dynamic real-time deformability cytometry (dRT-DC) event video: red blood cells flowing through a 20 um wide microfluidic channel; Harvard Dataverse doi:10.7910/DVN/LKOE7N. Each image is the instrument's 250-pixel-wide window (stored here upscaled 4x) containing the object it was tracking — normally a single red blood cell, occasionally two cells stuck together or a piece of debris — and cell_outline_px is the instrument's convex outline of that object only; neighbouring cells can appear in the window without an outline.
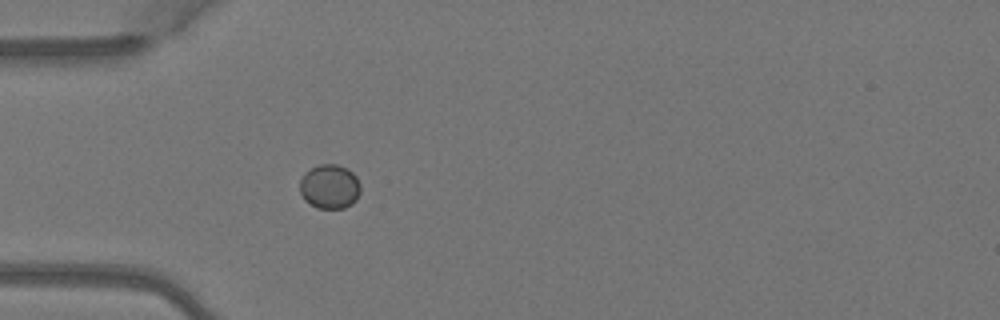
{"species": "Egyptian fruit bat (a non-hibernating species)", "species_latin": "Rousettus aegyptiacus", "temperature_condition": "warm", "stored_images_in_passage": 4, "camera_frame_rate_fps": 3000, "um_per_image_px": 0.085, "animal": {"sex": "female"}, "frame": {"image": 1, "passage_image": 4, "time_ms": 1.0, "image_size_px": [1000, 320], "cell_outline_px": [[360, 192], [356, 200], [352, 204], [344, 208], [316, 208], [308, 204], [304, 200], [300, 192], [300, 180], [304, 172], [320, 164], [336, 164], [348, 168], [356, 176], [360, 184]], "centroid_in_image_um": [28.01, 15.87], "position_along_channel_um": 57.0, "area_um2": 15.9}}